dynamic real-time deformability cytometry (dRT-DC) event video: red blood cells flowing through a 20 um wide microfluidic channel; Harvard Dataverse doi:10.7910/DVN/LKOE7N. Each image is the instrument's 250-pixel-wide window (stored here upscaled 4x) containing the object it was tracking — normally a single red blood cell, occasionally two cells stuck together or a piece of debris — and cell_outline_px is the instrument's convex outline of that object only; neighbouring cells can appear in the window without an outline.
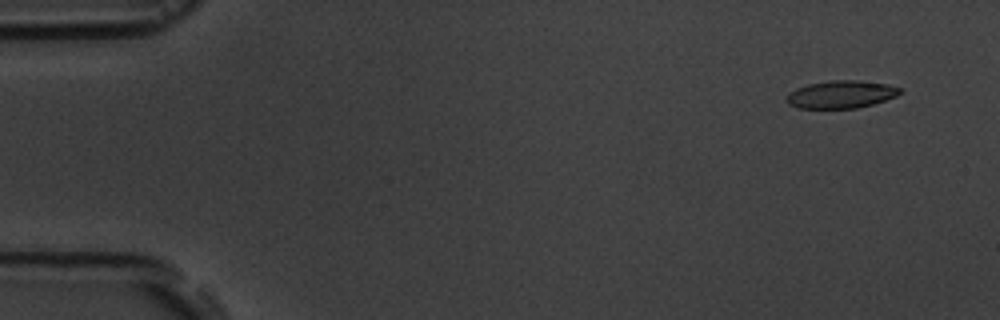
{"species": "common noctule bat (a hibernating species)", "species_latin": "Nyctalus noctula", "temperature_condition": "room temperature", "stored_images_in_passage": 7, "camera_frame_rate_fps": 3000, "um_per_image_px": 0.085, "animal": {"sex": "male", "body_mass_g": 19.5, "forearm_length_mm": 54.6}, "frame": {"image": 1, "passage_image": 1, "time_ms": 0.0, "image_size_px": [1000, 320], "cell_outline_px": [[900, 92], [896, 96], [872, 104], [856, 108], [796, 108], [788, 104], [784, 100], [788, 92], [796, 88], [808, 84], [832, 80], [860, 80], [888, 84], [900, 88]], "centroid_in_image_um": [71.43, 8.02], "position_along_channel_um": 13.6, "area_um2": 18.32}}
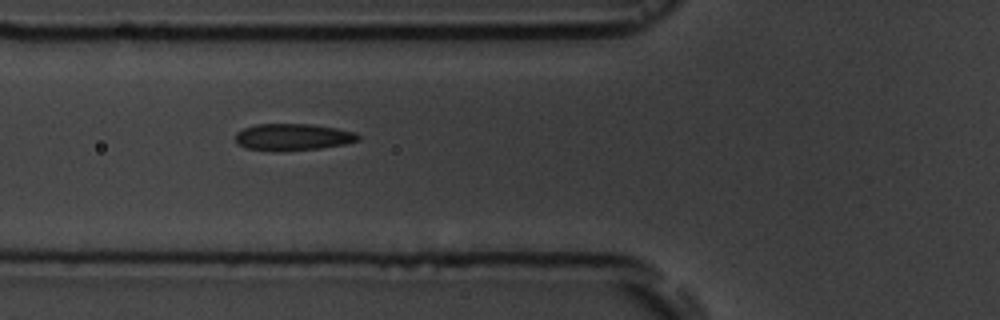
{"frame": {"image": 2, "passage_image": 6, "time_ms": 5.667, "image_size_px": [1000, 320], "cell_outline_px": [[360, 140], [344, 144], [320, 148], [284, 152], [272, 152], [244, 148], [236, 144], [236, 132], [244, 128], [256, 124], [312, 124], [336, 128], [356, 132], [360, 136]], "centroid_in_image_um": [24.86, 11.67], "position_along_channel_um": 100.9, "area_um2": 19.59}}
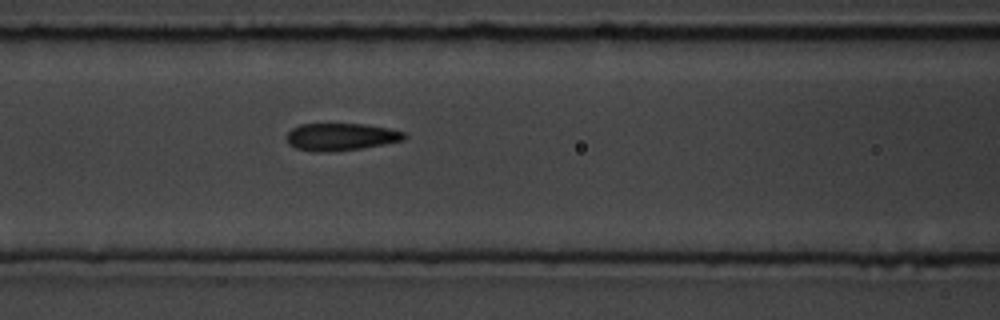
{"frame": {"image": 3, "passage_image": 7, "time_ms": 6.667, "image_size_px": [1000, 320], "cell_outline_px": [[408, 136], [404, 140], [384, 144], [360, 148], [332, 152], [316, 152], [296, 148], [288, 144], [288, 132], [292, 128], [300, 124], [364, 124], [388, 128], [404, 132]], "centroid_in_image_um": [28.98, 11.63], "position_along_channel_um": 137.6, "area_um2": 18.73}}